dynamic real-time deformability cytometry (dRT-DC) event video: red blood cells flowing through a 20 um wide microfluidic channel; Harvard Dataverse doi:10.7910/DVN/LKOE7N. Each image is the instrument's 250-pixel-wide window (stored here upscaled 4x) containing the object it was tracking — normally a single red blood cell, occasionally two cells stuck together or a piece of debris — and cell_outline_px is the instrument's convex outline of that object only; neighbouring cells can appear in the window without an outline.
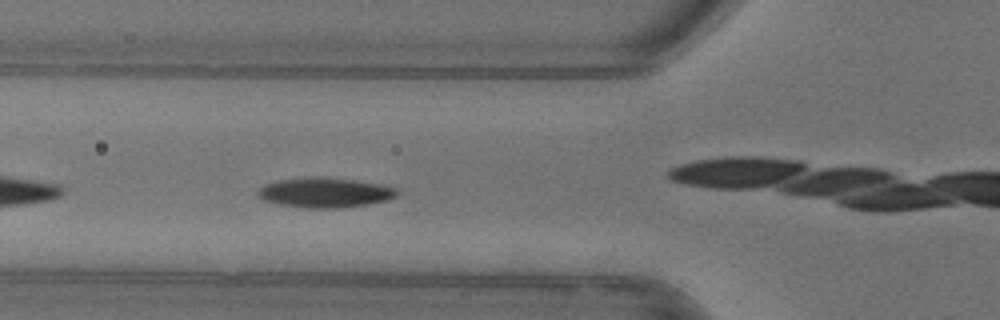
{"species": "common noctule bat (a hibernating species)", "species_latin": "Nyctalus noctula", "temperature_condition": "warm", "stored_images_in_passage": 7, "camera_frame_rate_fps": 3000, "um_per_image_px": 0.085, "animal": {"sex": "female"}, "frame": {"image": 1, "passage_image": 6, "time_ms": 1.667, "image_size_px": [1000, 320], "cell_outline_px": [[400, 192], [396, 196], [388, 200], [368, 204], [336, 208], [308, 208], [280, 204], [264, 200], [256, 196], [256, 192], [264, 184], [276, 180], [316, 176], [324, 176], [356, 180], [380, 184], [400, 188]], "centroid_in_image_um": [27.64, 16.35], "position_along_channel_um": 98.2, "area_um2": 24.57}}